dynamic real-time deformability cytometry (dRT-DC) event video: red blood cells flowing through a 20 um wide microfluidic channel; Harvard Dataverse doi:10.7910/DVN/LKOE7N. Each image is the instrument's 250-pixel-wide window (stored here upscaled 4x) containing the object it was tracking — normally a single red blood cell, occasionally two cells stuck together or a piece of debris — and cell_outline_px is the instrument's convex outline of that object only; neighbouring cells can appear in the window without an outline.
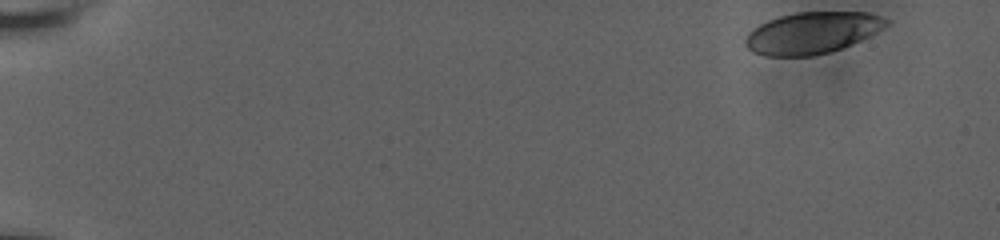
{"species": "human", "species_latin": "Homo sapiens", "temperature_condition": "room temperature", "stored_images_in_passage": 53, "camera_frame_rate_fps": 3000, "um_per_image_px": 0.085, "donor": {"sex": "male"}, "frame": {"image": 1, "passage_image": 1, "time_ms": 0.0, "image_size_px": [1000, 240], "cell_outline_px": [[888, 24], [868, 36], [860, 40], [840, 48], [828, 52], [812, 56], [764, 56], [752, 52], [744, 44], [744, 40], [748, 32], [760, 24], [768, 20], [780, 16], [796, 12], [868, 12], [880, 16], [888, 20]], "centroid_in_image_um": [68.97, 2.79], "position_along_channel_um": 16.0, "area_um2": 33.93}}
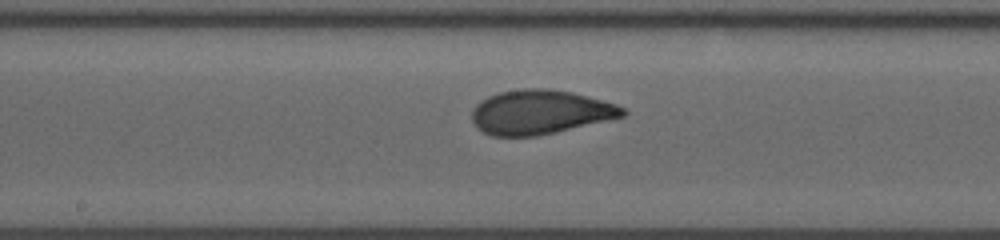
{"frame": {"image": 2, "passage_image": 29, "time_ms": 9.333, "image_size_px": [1000, 240], "cell_outline_px": [[628, 112], [624, 116], [556, 132], [536, 136], [492, 136], [484, 132], [472, 120], [472, 108], [480, 100], [488, 96], [500, 92], [524, 88], [548, 88], [572, 92], [616, 104], [624, 108]], "centroid_in_image_um": [45.9, 9.52], "position_along_channel_um": 202.3, "area_um2": 38.73}}
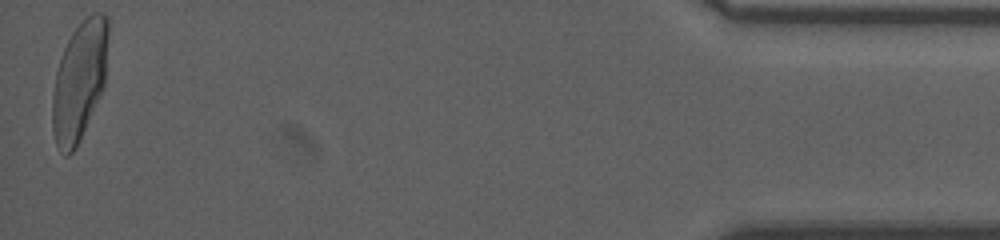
{"frame": {"image": 3, "passage_image": 53, "time_ms": 17.333, "image_size_px": [1000, 240], "cell_outline_px": [[108, 36], [104, 84], [80, 140], [76, 148], [68, 156], [64, 156], [60, 152], [56, 144], [52, 128], [52, 96], [56, 72], [64, 48], [72, 32], [92, 12], [104, 12], [108, 16]], "centroid_in_image_um": [6.74, 6.88], "position_along_channel_um": 428.5, "area_um2": 38.44}, "authors_computed_cell_mechanics": {"area_um2": 37.5122, "velocity_mm_per_s": 3.8165, "shape_relaxation_time_tau1_ms": 5.6028, "shape_relaxation_time_tau2_ms": null, "deformation_change_tau1": 0.187, "deformation_change_tau2": null}}